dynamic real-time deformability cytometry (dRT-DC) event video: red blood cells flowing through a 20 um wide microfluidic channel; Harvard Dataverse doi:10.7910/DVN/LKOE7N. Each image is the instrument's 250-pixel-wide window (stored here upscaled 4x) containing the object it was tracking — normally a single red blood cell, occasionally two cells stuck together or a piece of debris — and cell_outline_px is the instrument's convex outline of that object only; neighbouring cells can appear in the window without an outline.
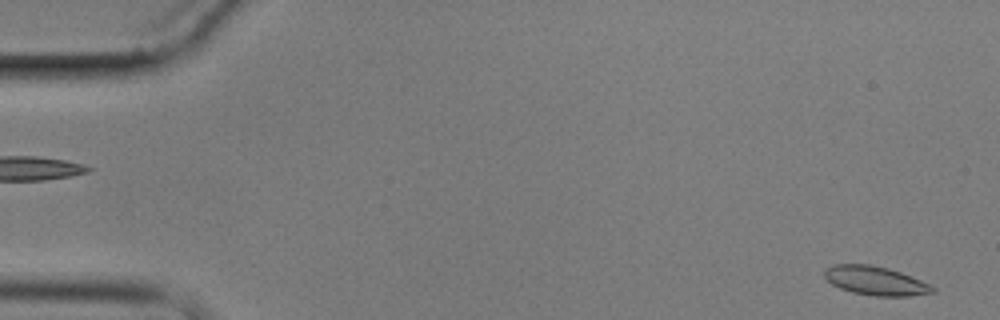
{"species": "common noctule bat (a hibernating species)", "species_latin": "Nyctalus noctula", "temperature_condition": "cold", "stored_images_in_passage": 6, "camera_frame_rate_fps": 3000, "um_per_image_px": 0.085, "animal": {"sex": "male", "body_mass_g": 17.9}, "frame": {"image": 1, "passage_image": 6, "time_ms": 5.667, "image_size_px": [1000, 320], "cell_outline_px": [[936, 292], [908, 296], [872, 296], [852, 292], [840, 288], [832, 284], [824, 276], [824, 268], [832, 264], [868, 264], [888, 268], [900, 272], [920, 280], [936, 288]], "centroid_in_image_um": [74.39, 23.86], "position_along_channel_um": 10.6, "area_um2": 18.21}}